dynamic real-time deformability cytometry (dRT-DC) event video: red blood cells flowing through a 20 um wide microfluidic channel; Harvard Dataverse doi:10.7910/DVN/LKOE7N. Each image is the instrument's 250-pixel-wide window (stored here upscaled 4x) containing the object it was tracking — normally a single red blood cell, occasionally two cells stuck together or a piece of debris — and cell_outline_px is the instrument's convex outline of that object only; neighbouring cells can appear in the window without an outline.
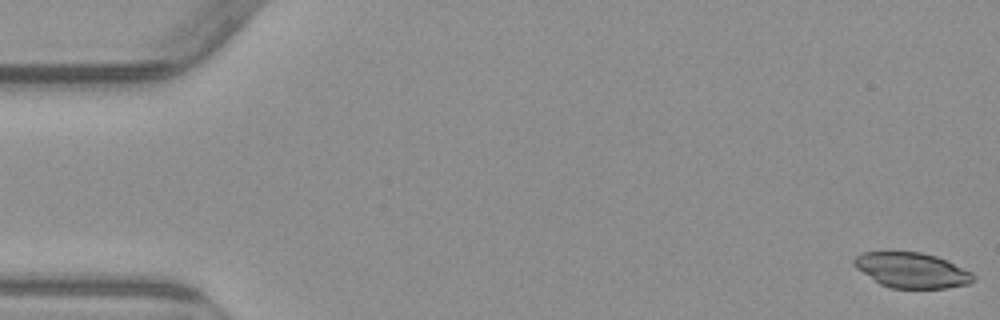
{"species": "common noctule bat (a hibernating species)", "species_latin": "Nyctalus noctula", "temperature_condition": "warm", "stored_images_in_passage": 6, "segment_of_instrument_passage": [1, 2], "camera_frame_rate_fps": 3000, "um_per_image_px": 0.085, "animal": {"sex": "male", "body_mass_g": 23.1, "forearm_length_mm": 52.7}, "frame": {"image": 1, "passage_image": 1, "time_ms": 0.0, "image_size_px": [1000, 320], "cell_outline_px": [[976, 280], [968, 284], [948, 288], [892, 288], [880, 284], [856, 268], [852, 264], [852, 260], [860, 252], [920, 252], [936, 256], [948, 260], [972, 272]], "centroid_in_image_um": [77.51, 22.97], "position_along_channel_um": 7.5, "area_um2": 24.62}}